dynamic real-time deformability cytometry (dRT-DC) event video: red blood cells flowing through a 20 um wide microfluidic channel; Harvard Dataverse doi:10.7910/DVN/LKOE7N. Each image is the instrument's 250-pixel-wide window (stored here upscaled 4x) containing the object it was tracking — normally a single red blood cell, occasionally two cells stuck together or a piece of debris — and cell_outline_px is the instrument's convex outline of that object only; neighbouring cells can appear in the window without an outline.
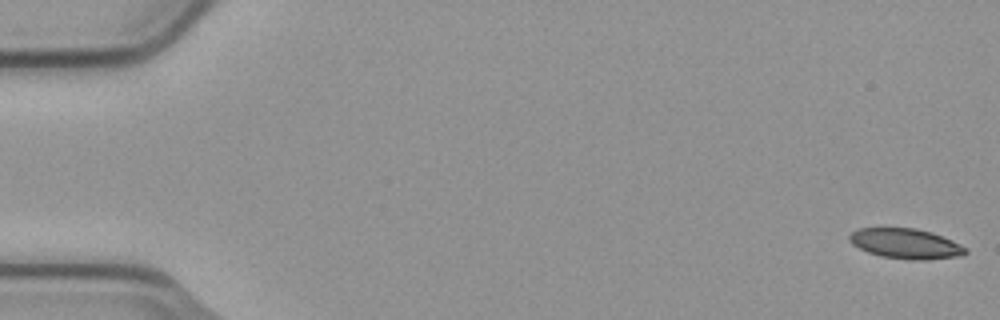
{"species": "common noctule bat (a hibernating species)", "species_latin": "Nyctalus noctula", "temperature_condition": "cold", "stored_images_in_passage": 13, "camera_frame_rate_fps": 3000, "um_per_image_px": 0.085, "animal": {"sex": "male", "body_mass_g": 23.1, "forearm_length_mm": 52.7}, "frame": {"image": 1, "passage_image": 1, "time_ms": 0.0, "image_size_px": [1000, 320], "cell_outline_px": [[968, 252], [964, 256], [928, 260], [908, 260], [880, 256], [868, 252], [852, 244], [848, 240], [848, 236], [856, 228], [916, 228], [932, 232], [952, 240], [968, 248]], "centroid_in_image_um": [77.02, 20.72], "position_along_channel_um": 8.0, "area_um2": 20.75}}